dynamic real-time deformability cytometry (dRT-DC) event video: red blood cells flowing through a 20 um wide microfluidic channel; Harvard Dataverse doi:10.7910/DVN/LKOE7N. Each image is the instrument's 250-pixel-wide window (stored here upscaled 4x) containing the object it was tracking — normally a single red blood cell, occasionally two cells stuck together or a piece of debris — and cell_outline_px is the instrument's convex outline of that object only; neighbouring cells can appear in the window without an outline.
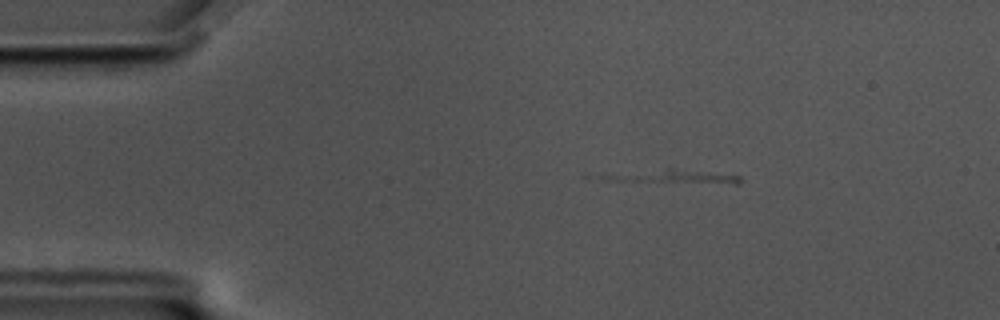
{"species": "common noctule bat (a hibernating species)", "species_latin": "Nyctalus noctula", "temperature_condition": "cold", "stored_images_in_passage": 18, "camera_frame_rate_fps": 3000, "um_per_image_px": 0.085, "animal": {"sex": "male", "body_mass_g": 17.5, "forearm_length_mm": 52.3}, "frame": {"image": 1, "passage_image": 2, "time_ms": 0.333, "image_size_px": [1000, 320], "cell_outline_px": [[744, 180], [740, 184], [736, 184], [600, 180], [600, 176], [668, 168], [740, 176]], "centroid_in_image_um": [57.4, 15.03], "position_along_channel_um": 27.6, "area_um2": 10.29}}